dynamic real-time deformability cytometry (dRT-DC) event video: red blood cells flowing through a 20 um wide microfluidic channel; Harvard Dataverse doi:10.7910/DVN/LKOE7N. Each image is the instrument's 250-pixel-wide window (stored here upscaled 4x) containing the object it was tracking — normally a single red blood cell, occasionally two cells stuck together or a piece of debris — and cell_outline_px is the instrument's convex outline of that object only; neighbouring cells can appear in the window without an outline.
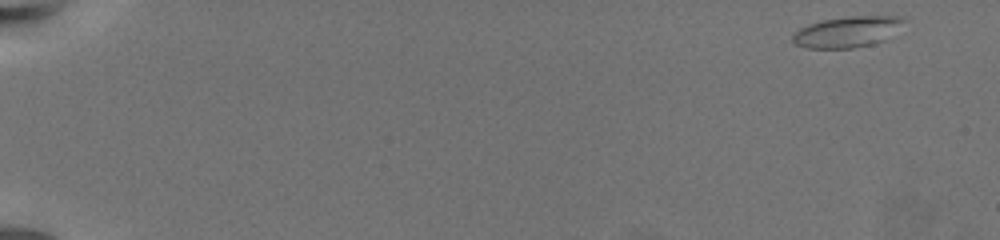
{"species": "common noctule bat (a hibernating species)", "species_latin": "Nyctalus noctula", "temperature_condition": "warm", "stored_images_in_passage": 62, "camera_frame_rate_fps": 3000, "um_per_image_px": 0.085, "animal": {"sex": "female", "body_mass_g": 19.5, "forearm_length_mm": 54.1}, "frame": {"image": 1, "passage_image": 1, "time_ms": 0.0, "image_size_px": [1000, 240], "cell_outline_px": [[908, 20], [884, 40], [872, 44], [852, 48], [804, 48], [796, 44], [792, 40], [792, 36], [800, 28], [808, 24], [820, 20], [848, 16], [900, 16]], "centroid_in_image_um": [72.01, 2.69], "position_along_channel_um": 13.0, "area_um2": 20.06}}
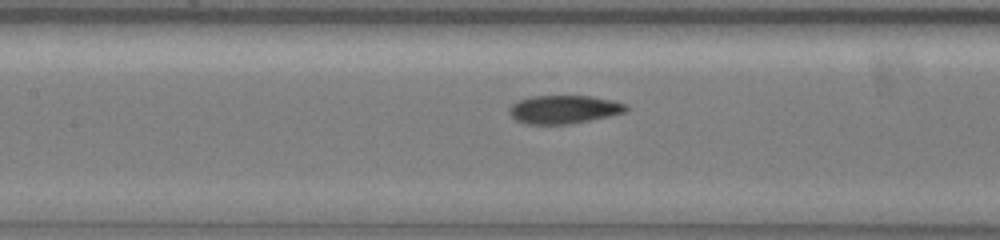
{"frame": {"image": 2, "passage_image": 31, "time_ms": 10.0, "image_size_px": [1000, 240], "cell_outline_px": [[628, 108], [624, 112], [608, 116], [568, 124], [524, 124], [516, 120], [508, 112], [508, 108], [516, 100], [528, 96], [592, 96], [612, 100], [628, 104]], "centroid_in_image_um": [47.88, 9.29], "position_along_channel_um": 159.5, "area_um2": 19.36}}
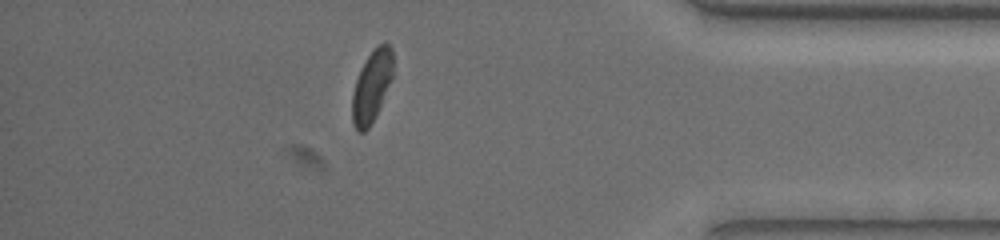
{"frame": {"image": 3, "passage_image": 55, "time_ms": 18.0, "image_size_px": [1000, 240], "cell_outline_px": [[392, 76], [376, 116], [368, 128], [364, 132], [356, 132], [352, 120], [352, 96], [356, 80], [360, 68], [376, 44], [384, 40], [392, 48]], "centroid_in_image_um": [31.58, 7.31], "position_along_channel_um": 403.6, "area_um2": 17.05}, "authors_computed_cell_mechanics": {"area_um2": 19.1607, "velocity_mm_per_s": 3.3698, "shape_relaxation_time_tau1_ms": 10.0279, "shape_relaxation_time_tau2_ms": 2.5403, "deformation_change_tau1": 0.2013, "deformation_change_tau2": 0.0935}}